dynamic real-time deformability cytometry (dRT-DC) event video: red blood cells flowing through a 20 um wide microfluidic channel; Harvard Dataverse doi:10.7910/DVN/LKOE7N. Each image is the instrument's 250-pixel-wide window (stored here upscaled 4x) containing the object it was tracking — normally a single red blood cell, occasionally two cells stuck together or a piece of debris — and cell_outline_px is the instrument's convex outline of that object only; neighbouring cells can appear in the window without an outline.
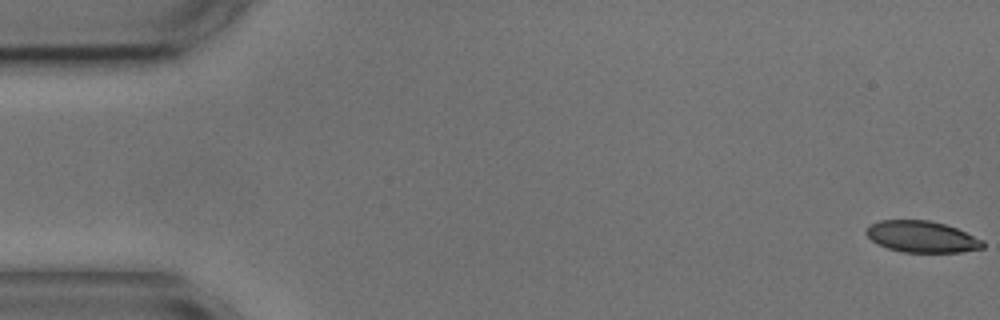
{"species": "common noctule bat (a hibernating species)", "species_latin": "Nyctalus noctula", "temperature_condition": "cold", "stored_images_in_passage": 6, "camera_frame_rate_fps": 3000, "um_per_image_px": 0.085, "animal": {"sex": "male", "body_mass_g": 17.9, "forearm_length_mm": 54.2}, "frame": {"image": 1, "passage_image": 1, "time_ms": 0.0, "image_size_px": [1000, 320], "cell_outline_px": [[984, 248], [960, 252], [904, 252], [888, 248], [876, 244], [864, 232], [872, 224], [880, 220], [928, 220], [944, 224], [956, 228], [984, 240]], "centroid_in_image_um": [78.37, 20.12], "position_along_channel_um": 6.6, "area_um2": 21.27}}
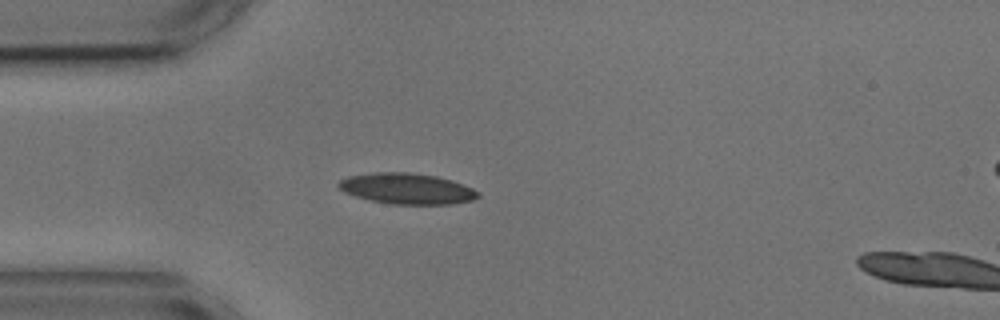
{"frame": {"image": 2, "passage_image": 5, "time_ms": 4.667, "image_size_px": [1000, 320], "cell_outline_px": [[480, 196], [472, 200], [452, 204], [392, 204], [368, 200], [344, 192], [336, 184], [340, 180], [348, 176], [372, 172], [408, 172], [436, 176], [452, 180], [472, 188], [480, 192]], "centroid_in_image_um": [34.58, 16.03], "position_along_channel_um": 50.4, "area_um2": 25.14}}